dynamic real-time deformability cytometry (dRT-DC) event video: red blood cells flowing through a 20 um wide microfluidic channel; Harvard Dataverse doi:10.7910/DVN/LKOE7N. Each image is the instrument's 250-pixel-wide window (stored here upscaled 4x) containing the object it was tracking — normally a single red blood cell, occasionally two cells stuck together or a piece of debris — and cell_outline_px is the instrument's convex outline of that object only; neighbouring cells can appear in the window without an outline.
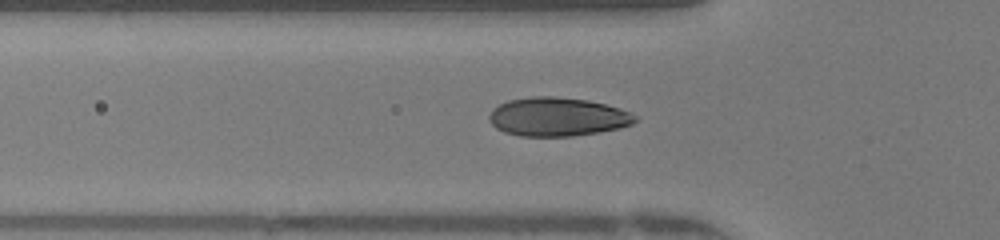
{"species": "human", "species_latin": "Homo sapiens", "temperature_condition": "warm", "stored_images_in_passage": 47, "camera_frame_rate_fps": 3000, "um_per_image_px": 0.085, "donor": {"sex": "female"}, "frame": {"image": 1, "passage_image": 15, "time_ms": 4.667, "image_size_px": [1000, 240], "cell_outline_px": [[636, 120], [632, 124], [620, 128], [600, 132], [572, 136], [520, 136], [504, 132], [496, 128], [488, 120], [488, 116], [492, 108], [508, 100], [532, 96], [552, 96], [588, 100], [620, 108], [636, 116]], "centroid_in_image_um": [47.35, 9.93], "position_along_channel_um": 78.4, "area_um2": 33.0}}
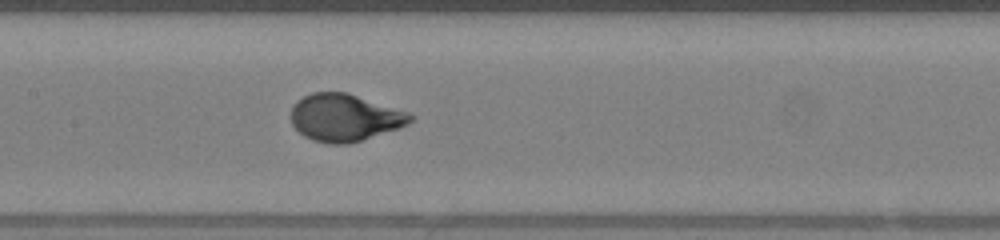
{"frame": {"image": 2, "passage_image": 22, "time_ms": 7.0, "image_size_px": [1000, 240], "cell_outline_px": [[416, 116], [408, 124], [400, 128], [348, 144], [328, 144], [312, 140], [304, 136], [292, 124], [292, 108], [296, 100], [312, 92], [348, 92], [408, 112]], "centroid_in_image_um": [29.31, 9.99], "position_along_channel_um": 178.1, "area_um2": 32.95}}
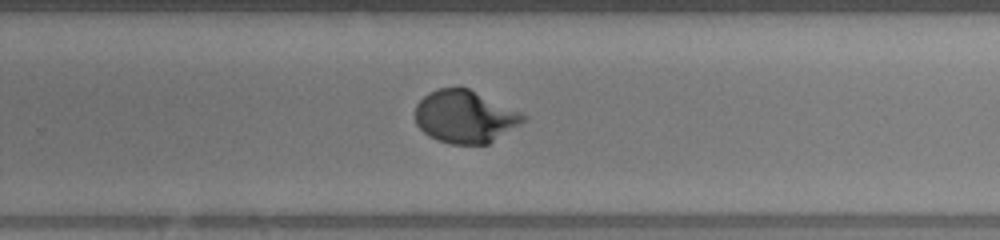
{"frame": {"image": 3, "passage_image": 30, "time_ms": 9.667, "image_size_px": [1000, 240], "cell_outline_px": [[528, 116], [520, 124], [488, 144], [452, 144], [436, 140], [428, 136], [416, 124], [416, 104], [428, 92], [436, 88], [468, 88], [520, 112]], "centroid_in_image_um": [39.49, 9.92], "position_along_channel_um": 290.3, "area_um2": 32.83}, "authors_computed_cell_mechanics": {"area_um2": 32.5414, "velocity_mm_per_s": 4.2232, "shape_relaxation_time_tau1_ms": 3.1666, "shape_relaxation_time_tau2_ms": null, "deformation_change_tau1": 0.1933, "deformation_change_tau2": null}}